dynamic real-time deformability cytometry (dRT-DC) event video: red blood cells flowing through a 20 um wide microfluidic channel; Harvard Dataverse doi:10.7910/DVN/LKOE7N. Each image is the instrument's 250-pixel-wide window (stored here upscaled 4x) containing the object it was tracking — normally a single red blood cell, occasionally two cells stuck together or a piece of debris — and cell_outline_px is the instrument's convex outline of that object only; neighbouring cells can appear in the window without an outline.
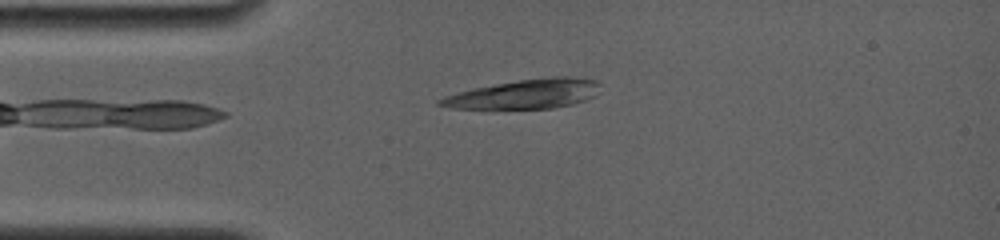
{"species": "common noctule bat (a hibernating species)", "species_latin": "Nyctalus noctula", "temperature_condition": "room temperature", "stored_images_in_passage": 1, "camera_frame_rate_fps": 4000, "um_per_image_px": 0.085, "animal": {"sex": "female", "body_mass_g": 19.0, "forearm_length_mm": 56.7}, "frame": {"image": 1, "passage_image": 1, "time_ms": 0.0, "image_size_px": [1000, 240], "cell_outline_px": [[600, 84], [596, 96], [572, 104], [552, 108], [452, 108], [436, 104], [436, 100], [444, 96], [476, 88], [496, 84], [520, 80], [552, 76], [568, 76], [596, 80]], "centroid_in_image_um": [44.65, 7.98], "position_along_channel_um": 40.3, "area_um2": 26.99}}